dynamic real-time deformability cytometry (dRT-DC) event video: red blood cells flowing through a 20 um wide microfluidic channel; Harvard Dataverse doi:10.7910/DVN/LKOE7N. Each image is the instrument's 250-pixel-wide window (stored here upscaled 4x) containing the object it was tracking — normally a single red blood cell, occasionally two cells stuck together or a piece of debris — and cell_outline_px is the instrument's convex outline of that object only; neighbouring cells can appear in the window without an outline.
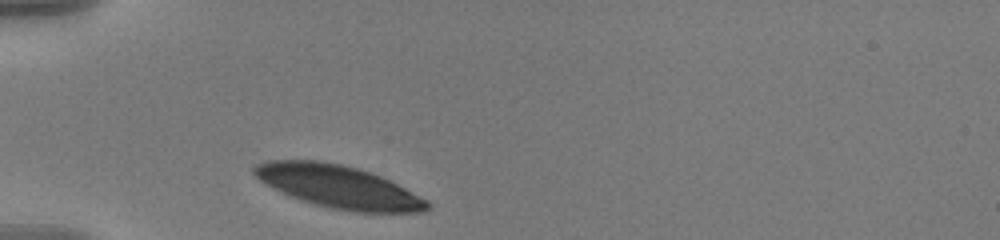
{"species": "human", "species_latin": "Homo sapiens", "temperature_condition": "warm", "stored_images_in_passage": 35, "camera_frame_rate_fps": 3000, "um_per_image_px": 0.085, "donor": {"sex": "male"}, "frame": {"image": 1, "passage_image": 1, "time_ms": 0.0, "image_size_px": [1000, 240], "cell_outline_px": [[432, 208], [424, 212], [356, 212], [328, 208], [312, 204], [300, 200], [272, 188], [260, 180], [252, 172], [252, 168], [256, 164], [268, 160], [316, 160], [340, 164], [356, 168], [380, 176], [428, 200], [432, 204]], "centroid_in_image_um": [28.76, 15.88], "position_along_channel_um": 56.2, "area_um2": 43.0}}
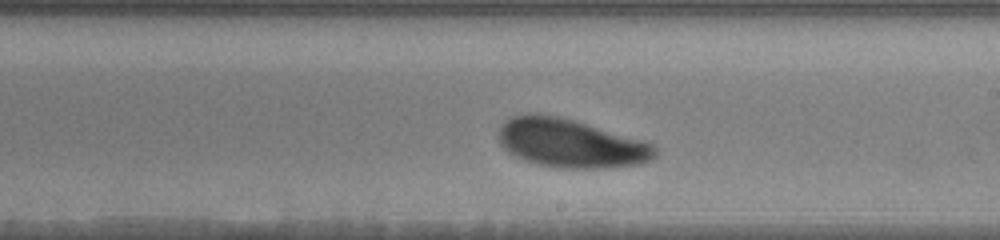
{"frame": {"image": 2, "passage_image": 18, "time_ms": 5.667, "image_size_px": [1000, 240], "cell_outline_px": [[656, 156], [652, 160], [640, 164], [608, 168], [560, 168], [540, 164], [524, 160], [508, 152], [500, 144], [500, 128], [512, 116], [528, 112], [540, 112], [560, 116], [644, 140], [652, 144], [656, 148]], "centroid_in_image_um": [48.53, 12.16], "position_along_channel_um": 240.5, "area_um2": 44.51}}
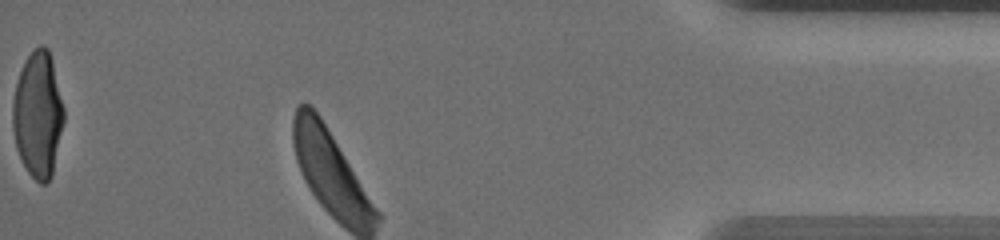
{"frame": {"image": 3, "passage_image": 35, "time_ms": 11.333, "image_size_px": [1000, 240], "cell_outline_px": [[64, 120], [52, 176], [44, 184], [40, 184], [28, 172], [16, 148], [12, 128], [12, 100], [16, 84], [24, 60], [32, 48], [40, 44], [44, 44], [48, 48], [52, 60], [64, 108]], "centroid_in_image_um": [3.21, 9.7], "position_along_channel_um": 432.0, "area_um2": 37.8}, "authors_computed_cell_mechanics": {"area_um2": 44.7372, "velocity_mm_per_s": 3.5266, "shape_relaxation_time_tau1_ms": 0.9693, "shape_relaxation_time_tau2_ms": null, "deformation_change_tau1": 0.0856, "deformation_change_tau2": null}}